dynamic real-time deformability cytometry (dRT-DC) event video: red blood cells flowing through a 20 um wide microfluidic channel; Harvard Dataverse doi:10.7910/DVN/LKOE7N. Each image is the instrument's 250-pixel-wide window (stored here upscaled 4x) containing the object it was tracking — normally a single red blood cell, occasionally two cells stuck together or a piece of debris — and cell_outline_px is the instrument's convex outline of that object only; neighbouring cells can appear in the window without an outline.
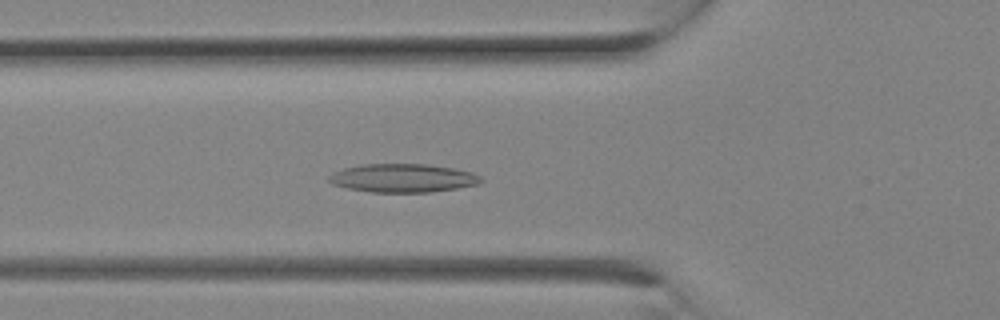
{"species": "Egyptian fruit bat (a non-hibernating species)", "species_latin": "Rousettus aegyptiacus", "temperature_condition": "room temperature", "stored_images_in_passage": 25, "camera_frame_rate_fps": 3000, "um_per_image_px": 0.085, "animal": {"sex": "female"}, "frame": {"image": 1, "passage_image": 8, "time_ms": 2.333, "image_size_px": [1000, 320], "cell_outline_px": [[484, 180], [480, 184], [432, 192], [372, 192], [348, 188], [332, 184], [328, 180], [328, 176], [332, 172], [344, 168], [360, 164], [428, 164], [452, 168], [472, 172], [480, 176]], "centroid_in_image_um": [34.24, 15.13], "position_along_channel_um": 91.6, "area_um2": 25.32}}
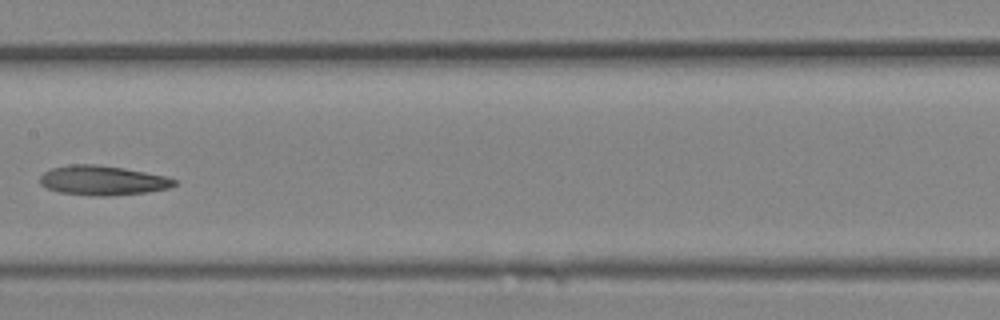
{"frame": {"image": 2, "passage_image": 12, "time_ms": 3.667, "image_size_px": [1000, 320], "cell_outline_px": [[176, 184], [168, 188], [148, 192], [108, 196], [92, 196], [60, 192], [48, 188], [40, 184], [40, 176], [44, 172], [52, 168], [72, 164], [96, 164], [124, 168], [164, 176], [176, 180]], "centroid_in_image_um": [8.7, 15.34], "position_along_channel_um": 198.7, "area_um2": 23.0}}
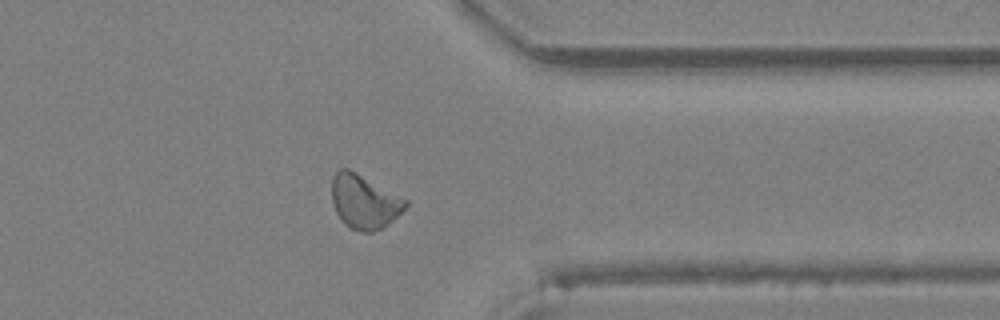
{"frame": {"image": 3, "passage_image": 19, "time_ms": 6.0, "image_size_px": [1000, 320], "cell_outline_px": [[408, 204], [392, 220], [380, 228], [372, 232], [364, 232], [352, 228], [344, 224], [340, 220], [336, 212], [332, 200], [332, 176], [340, 168], [348, 168], [356, 172], [408, 200]], "centroid_in_image_um": [30.93, 17.12], "position_along_channel_um": 380.5, "area_um2": 22.89}}